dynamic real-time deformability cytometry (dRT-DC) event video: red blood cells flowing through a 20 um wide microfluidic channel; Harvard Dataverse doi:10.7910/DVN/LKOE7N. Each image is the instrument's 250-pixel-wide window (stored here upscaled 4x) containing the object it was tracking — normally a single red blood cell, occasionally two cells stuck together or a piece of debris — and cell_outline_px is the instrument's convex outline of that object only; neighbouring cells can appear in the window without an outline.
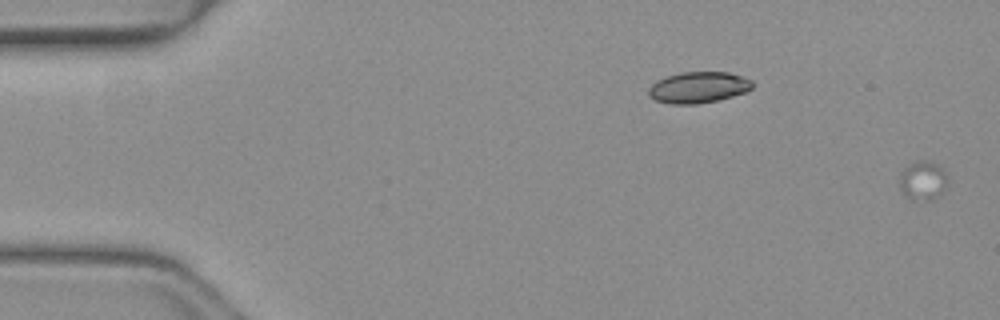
{"species": "common noctule bat (a hibernating species)", "species_latin": "Nyctalus noctula", "temperature_condition": "warm", "stored_images_in_passage": 6, "camera_frame_rate_fps": 3000, "um_per_image_px": 0.085, "animal": {"sex": "female", "body_mass_g": 19.3, "forearm_length_mm": 54.1}, "frame": {"image": 1, "passage_image": 1, "time_ms": 0.0, "image_size_px": [1000, 320], "cell_outline_px": [[948, 184], [936, 196], [928, 200], [912, 200], [904, 196], [900, 188], [900, 172], [904, 164], [916, 160], [932, 160], [944, 172]], "centroid_in_image_um": [78.37, 15.3], "position_along_channel_um": 6.6, "area_um2": 11.1}}